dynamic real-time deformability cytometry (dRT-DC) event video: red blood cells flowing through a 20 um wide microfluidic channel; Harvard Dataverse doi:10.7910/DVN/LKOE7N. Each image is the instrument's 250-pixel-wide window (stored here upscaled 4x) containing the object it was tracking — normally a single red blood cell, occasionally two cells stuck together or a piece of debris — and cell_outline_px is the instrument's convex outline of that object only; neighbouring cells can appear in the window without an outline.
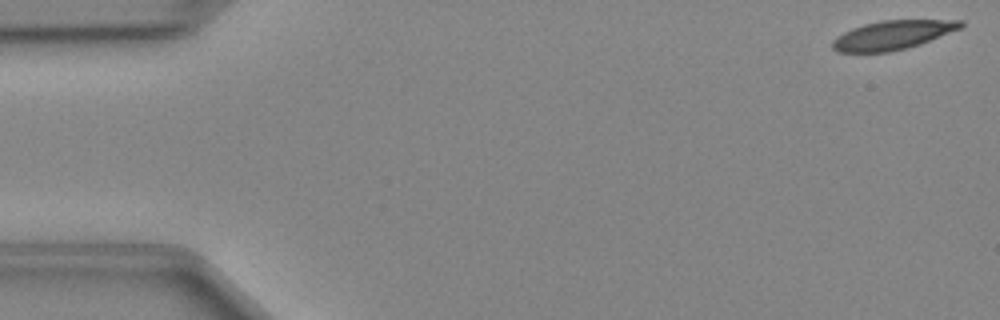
{"species": "Egyptian fruit bat (a non-hibernating species)", "species_latin": "Rousettus aegyptiacus", "temperature_condition": "cold", "stored_images_in_passage": 48, "camera_frame_rate_fps": 3000, "um_per_image_px": 0.085, "animal": {"sex": "female"}, "frame": {"image": 1, "passage_image": 1, "time_ms": 0.0, "image_size_px": [1000, 320], "cell_outline_px": [[964, 24], [960, 28], [928, 40], [904, 48], [888, 52], [840, 52], [832, 48], [832, 40], [836, 36], [852, 28], [864, 24], [880, 20], [964, 20]], "centroid_in_image_um": [75.81, 2.96], "position_along_channel_um": 9.2, "area_um2": 21.21}}
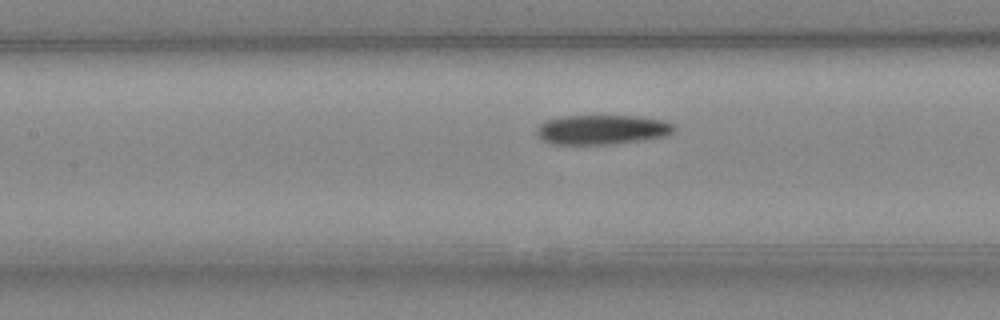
{"frame": {"image": 2, "passage_image": 21, "time_ms": 6.667, "image_size_px": [1000, 320], "cell_outline_px": [[676, 128], [672, 132], [664, 136], [640, 140], [612, 144], [552, 144], [544, 140], [536, 132], [540, 124], [544, 120], [560, 116], [640, 116], [664, 120], [676, 124]], "centroid_in_image_um": [51.19, 11.0], "position_along_channel_um": 156.2, "area_um2": 23.7}}
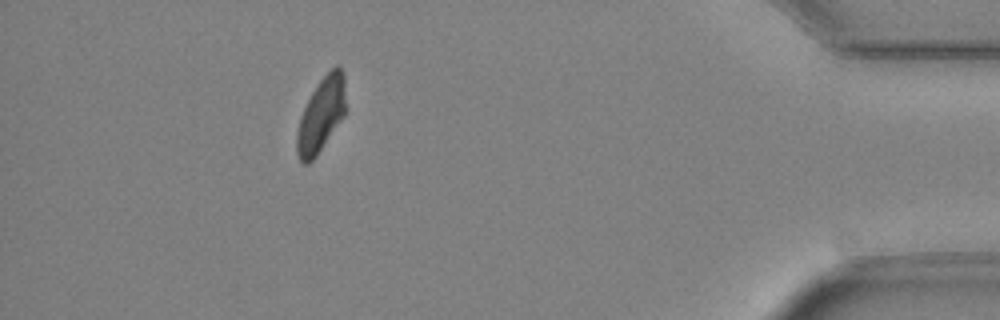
{"frame": {"image": 3, "passage_image": 43, "time_ms": 14.0, "image_size_px": [1000, 320], "cell_outline_px": [[344, 116], [316, 156], [308, 164], [304, 164], [300, 160], [296, 152], [296, 136], [300, 116], [312, 92], [320, 80], [336, 64], [340, 64], [344, 72]], "centroid_in_image_um": [27.28, 9.76], "position_along_channel_um": 407.9, "area_um2": 20.92}}